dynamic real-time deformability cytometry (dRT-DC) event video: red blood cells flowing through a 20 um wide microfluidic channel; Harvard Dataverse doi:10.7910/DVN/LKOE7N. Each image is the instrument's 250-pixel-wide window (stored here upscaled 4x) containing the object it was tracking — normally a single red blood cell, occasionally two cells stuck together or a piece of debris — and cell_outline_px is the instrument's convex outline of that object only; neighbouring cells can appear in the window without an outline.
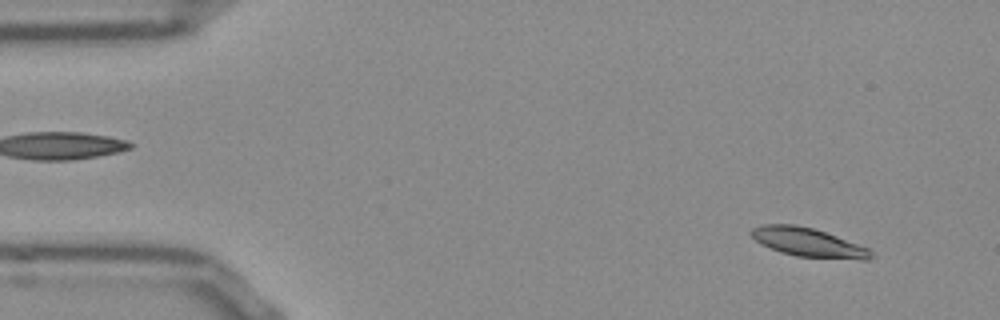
{"species": "Egyptian fruit bat (a non-hibernating species)", "species_latin": "Rousettus aegyptiacus", "temperature_condition": "room temperature", "stored_images_in_passage": 52, "camera_frame_rate_fps": 3000, "um_per_image_px": 0.085, "frame": {"image": 1, "passage_image": 4, "time_ms": 1.0, "image_size_px": [1000, 320], "cell_outline_px": [[872, 256], [868, 260], [860, 260], [796, 256], [780, 252], [760, 244], [748, 232], [752, 228], [764, 224], [796, 224], [812, 228], [836, 236], [868, 248], [872, 252]], "centroid_in_image_um": [68.66, 20.6], "position_along_channel_um": 16.3, "area_um2": 20.06}}
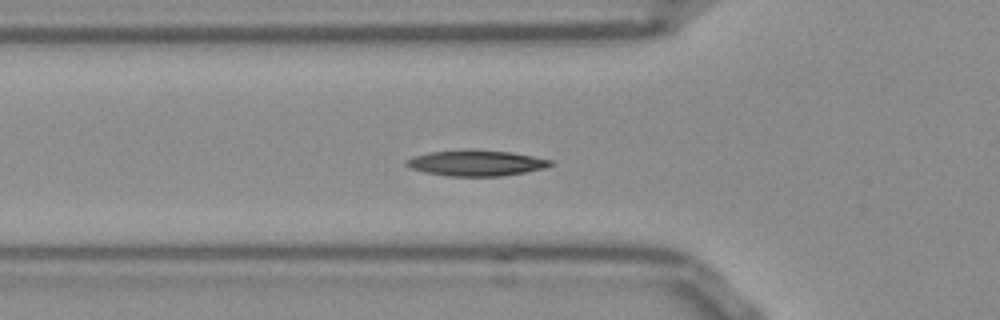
{"frame": {"image": 2, "passage_image": 17, "time_ms": 5.333, "image_size_px": [1000, 320], "cell_outline_px": [[556, 164], [544, 168], [524, 172], [500, 176], [448, 176], [424, 172], [408, 168], [404, 164], [404, 160], [412, 156], [428, 152], [512, 152], [552, 160]], "centroid_in_image_um": [40.44, 13.9], "position_along_channel_um": 85.4, "area_um2": 20.92}}
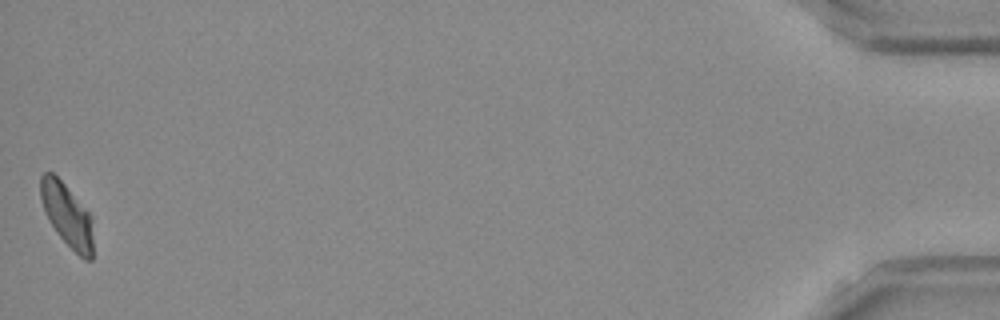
{"frame": {"image": 3, "passage_image": 52, "time_ms": 17.0, "image_size_px": [1000, 320], "cell_outline_px": [[92, 260], [84, 260], [56, 232], [44, 212], [40, 196], [40, 176], [44, 172], [52, 172], [64, 184], [92, 216]], "centroid_in_image_um": [5.68, 18.27], "position_along_channel_um": 429.5, "area_um2": 19.07}, "authors_computed_cell_mechanics": {"area_um2": 20.5479, "velocity_mm_per_s": 3.8128, "shape_relaxation_time_tau1_ms": 6.1066, "shape_relaxation_time_tau2_ms": 7.933, "deformation_change_tau1": 0.1676, "deformation_change_tau2": 0.1382}}